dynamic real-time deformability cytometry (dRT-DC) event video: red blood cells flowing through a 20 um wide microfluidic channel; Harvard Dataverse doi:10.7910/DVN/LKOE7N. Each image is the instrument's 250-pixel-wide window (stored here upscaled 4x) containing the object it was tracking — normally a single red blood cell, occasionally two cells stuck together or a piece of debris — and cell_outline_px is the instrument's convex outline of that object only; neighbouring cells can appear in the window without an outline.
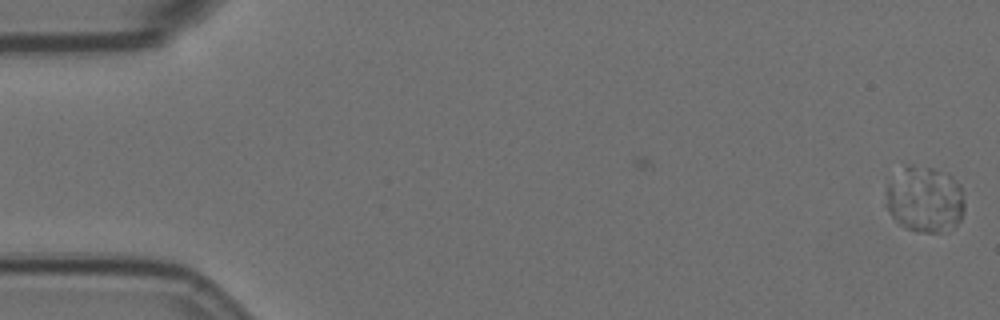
{"species": "Egyptian fruit bat (a non-hibernating species)", "species_latin": "Rousettus aegyptiacus", "temperature_condition": "room temperature", "stored_images_in_passage": 7, "camera_frame_rate_fps": 3000, "um_per_image_px": 0.085, "animal": {"sex": "female"}, "frame": {"image": 1, "passage_image": 1, "time_ms": 0.0, "image_size_px": [1000, 320], "cell_outline_px": [[964, 212], [960, 220], [956, 224], [936, 232], [916, 232], [904, 228], [892, 216], [884, 204], [888, 184], [908, 164], [912, 164], [932, 168], [948, 172], [960, 184], [964, 200]], "centroid_in_image_um": [78.61, 16.93], "position_along_channel_um": 6.4, "area_um2": 30.35}}